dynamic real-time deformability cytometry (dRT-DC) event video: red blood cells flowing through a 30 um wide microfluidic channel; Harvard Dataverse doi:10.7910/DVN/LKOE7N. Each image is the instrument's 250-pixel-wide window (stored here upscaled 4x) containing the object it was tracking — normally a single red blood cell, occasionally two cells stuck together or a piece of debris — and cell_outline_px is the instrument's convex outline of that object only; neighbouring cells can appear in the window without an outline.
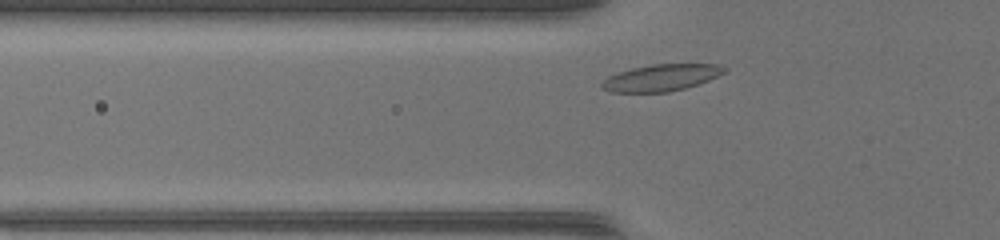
{"species": "common noctule bat (a hibernating species)", "species_latin": "Nyctalus noctula", "temperature_condition": "warm", "stored_images_in_passage": 30, "camera_frame_rate_fps": 3000, "um_per_image_px": 0.085, "animal": {"sex": "female", "body_mass_g": 17.0, "forearm_length_mm": 48.0}, "frame": {"image": 1, "passage_image": 4, "time_ms": 1.0, "image_size_px": [1000, 240], "cell_outline_px": [[728, 68], [724, 72], [708, 80], [684, 88], [668, 92], [612, 92], [600, 88], [600, 84], [608, 76], [616, 72], [632, 68], [652, 64], [720, 64]], "centroid_in_image_um": [56.16, 6.59], "position_along_channel_um": 69.6, "area_um2": 19.02}}
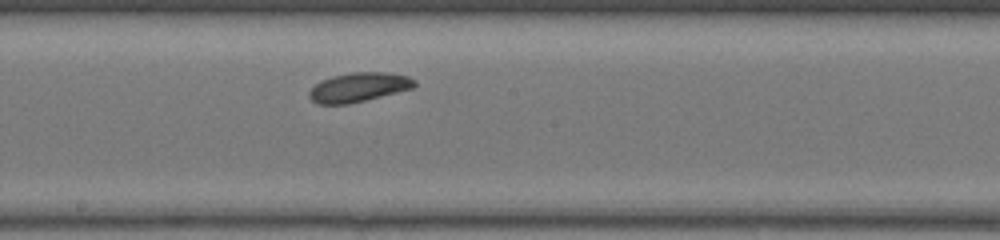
{"frame": {"image": 2, "passage_image": 15, "time_ms": 4.667, "image_size_px": [1000, 240], "cell_outline_px": [[416, 84], [412, 88], [348, 104], [316, 104], [308, 96], [308, 92], [320, 80], [332, 76], [352, 72], [388, 72], [408, 76], [416, 80]], "centroid_in_image_um": [30.46, 7.4], "position_along_channel_um": 217.7, "area_um2": 17.86}}
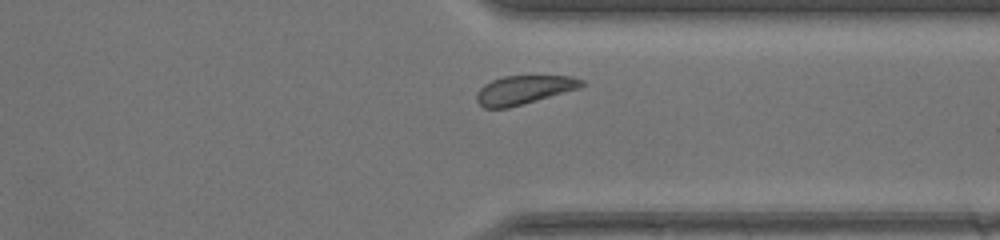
{"frame": {"image": 3, "passage_image": 26, "time_ms": 8.333, "image_size_px": [1000, 240], "cell_outline_px": [[584, 84], [580, 88], [508, 108], [484, 108], [476, 100], [476, 92], [484, 84], [492, 80], [504, 76], [572, 76], [584, 80]], "centroid_in_image_um": [44.52, 7.63], "position_along_channel_um": 366.9, "area_um2": 17.51}, "authors_computed_cell_mechanics": {"area_um2": 17.918, "velocity_mm_per_s": 4.0638, "shape_relaxation_time_tau1_ms": 4.7537, "shape_relaxation_time_tau2_ms": null, "deformation_change_tau1": 0.1774, "deformation_change_tau2": null}}